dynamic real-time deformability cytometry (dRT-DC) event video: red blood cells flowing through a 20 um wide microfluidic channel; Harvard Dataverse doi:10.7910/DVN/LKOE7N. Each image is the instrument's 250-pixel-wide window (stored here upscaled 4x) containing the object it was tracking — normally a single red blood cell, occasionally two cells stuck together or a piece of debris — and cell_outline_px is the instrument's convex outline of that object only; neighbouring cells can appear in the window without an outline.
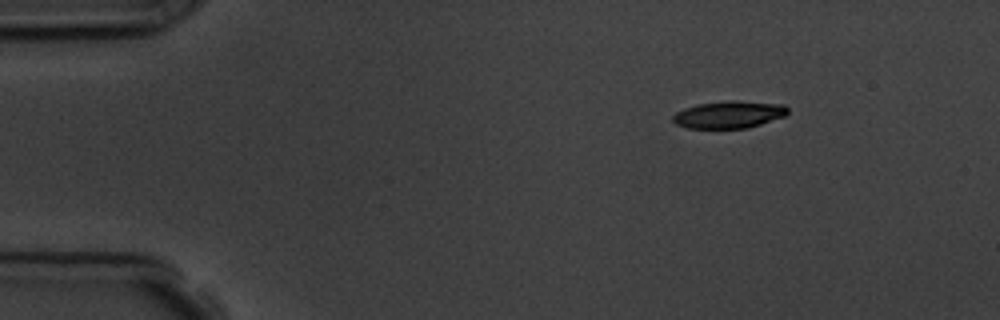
{"species": "common noctule bat (a hibernating species)", "species_latin": "Nyctalus noctula", "temperature_condition": "room temperature", "stored_images_in_passage": 5, "camera_frame_rate_fps": 3000, "um_per_image_px": 0.085, "animal": {"sex": "male", "body_mass_g": 19.5, "forearm_length_mm": 54.6}, "frame": {"image": 1, "passage_image": 1, "time_ms": 0.0, "image_size_px": [1000, 320], "cell_outline_px": [[788, 112], [784, 116], [748, 128], [688, 128], [676, 124], [672, 120], [672, 116], [676, 112], [684, 108], [696, 104], [732, 100], [784, 104], [788, 108]], "centroid_in_image_um": [61.94, 9.73], "position_along_channel_um": 23.1, "area_um2": 18.21}}
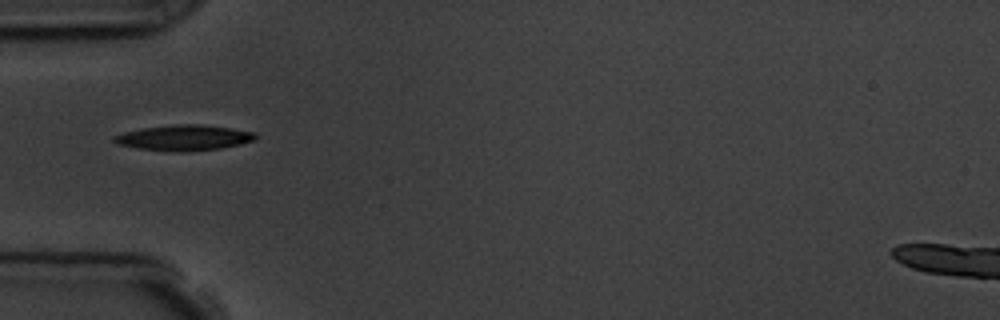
{"frame": {"image": 2, "passage_image": 4, "time_ms": 3.333, "image_size_px": [1000, 320], "cell_outline_px": [[256, 140], [240, 144], [220, 148], [188, 152], [176, 152], [136, 148], [120, 144], [112, 140], [112, 136], [124, 132], [140, 128], [176, 124], [200, 124], [232, 128], [256, 132]], "centroid_in_image_um": [15.65, 11.7], "position_along_channel_um": 69.4, "area_um2": 21.21}}